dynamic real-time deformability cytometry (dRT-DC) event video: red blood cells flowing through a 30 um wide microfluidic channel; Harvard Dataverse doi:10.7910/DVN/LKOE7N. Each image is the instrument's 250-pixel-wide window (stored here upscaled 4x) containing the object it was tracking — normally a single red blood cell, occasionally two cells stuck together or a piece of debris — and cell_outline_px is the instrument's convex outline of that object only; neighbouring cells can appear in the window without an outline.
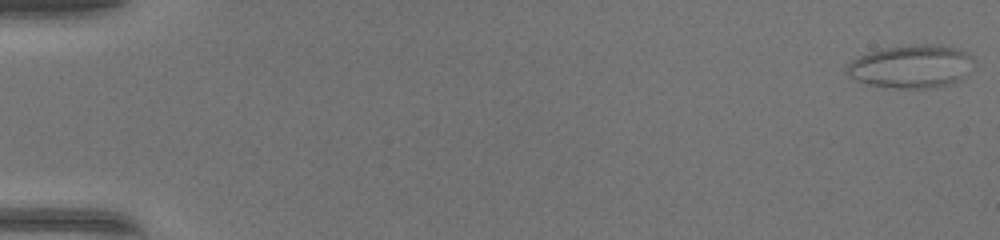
{"species": "common noctule bat (a hibernating species)", "species_latin": "Nyctalus noctula", "temperature_condition": "warm", "stored_images_in_passage": 51, "segment_of_instrument_passage": [1, 2], "camera_frame_rate_fps": 3000, "um_per_image_px": 0.085, "animal": {"sex": "female", "body_mass_g": 17.0, "forearm_length_mm": 48.0}, "frame": {"image": 1, "passage_image": 1, "time_ms": 0.0, "image_size_px": [1000, 240], "cell_outline_px": [[972, 56], [960, 80], [928, 88], [896, 88], [868, 84], [856, 80], [848, 76], [848, 64], [852, 60], [860, 56], [884, 48], [912, 44], [940, 44], [964, 52]], "centroid_in_image_um": [77.37, 5.64], "position_along_channel_um": 7.6, "area_um2": 30.87}}
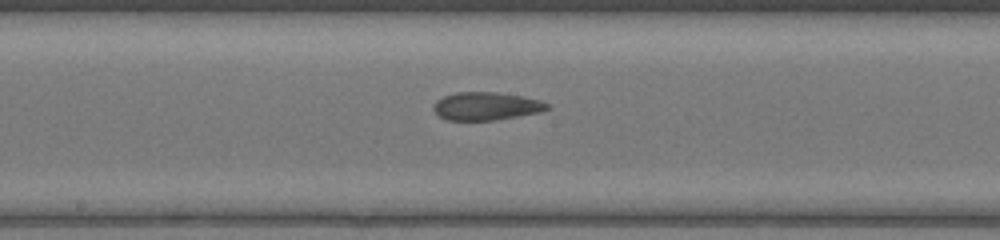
{"frame": {"image": 2, "passage_image": 28, "time_ms": 9.0, "image_size_px": [1000, 240], "cell_outline_px": [[548, 108], [540, 112], [496, 120], [448, 120], [440, 116], [432, 108], [436, 100], [444, 96], [456, 92], [496, 92], [520, 96], [540, 100], [548, 104]], "centroid_in_image_um": [41.3, 9.02], "position_along_channel_um": 206.9, "area_um2": 18.38}}
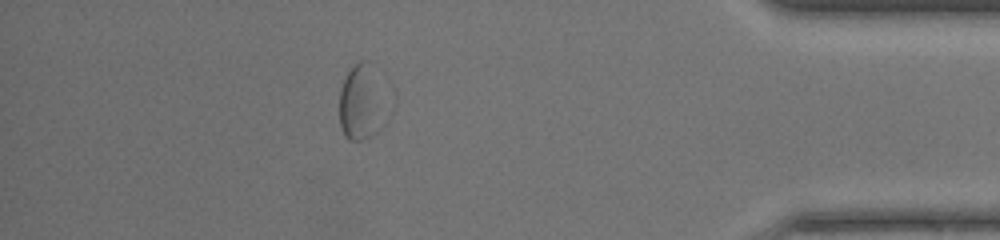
{"frame": {"image": 3, "passage_image": 45, "time_ms": 14.667, "image_size_px": [1000, 240], "cell_outline_px": [[376, 132], [360, 140], [348, 140], [344, 136], [340, 128], [340, 88], [348, 72], [360, 60], [368, 60]], "centroid_in_image_um": [30.36, 8.8], "position_along_channel_um": 404.8, "area_um2": 16.3}}